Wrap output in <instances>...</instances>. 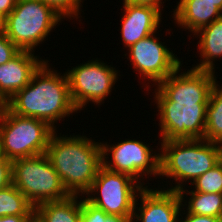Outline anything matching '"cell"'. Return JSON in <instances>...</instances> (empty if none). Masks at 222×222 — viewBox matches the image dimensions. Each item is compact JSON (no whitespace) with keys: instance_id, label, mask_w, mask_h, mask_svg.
Segmentation results:
<instances>
[{"instance_id":"cell-22","label":"cell","mask_w":222,"mask_h":222,"mask_svg":"<svg viewBox=\"0 0 222 222\" xmlns=\"http://www.w3.org/2000/svg\"><path fill=\"white\" fill-rule=\"evenodd\" d=\"M46 6L52 8L60 17L71 18L77 17L79 15V11L81 8V1L82 0H40Z\"/></svg>"},{"instance_id":"cell-16","label":"cell","mask_w":222,"mask_h":222,"mask_svg":"<svg viewBox=\"0 0 222 222\" xmlns=\"http://www.w3.org/2000/svg\"><path fill=\"white\" fill-rule=\"evenodd\" d=\"M194 35H198L200 39L198 49L202 61L192 68L215 73L213 61L222 57V16L199 29Z\"/></svg>"},{"instance_id":"cell-5","label":"cell","mask_w":222,"mask_h":222,"mask_svg":"<svg viewBox=\"0 0 222 222\" xmlns=\"http://www.w3.org/2000/svg\"><path fill=\"white\" fill-rule=\"evenodd\" d=\"M54 131L43 120L16 115L0 105V143L10 161L44 154Z\"/></svg>"},{"instance_id":"cell-8","label":"cell","mask_w":222,"mask_h":222,"mask_svg":"<svg viewBox=\"0 0 222 222\" xmlns=\"http://www.w3.org/2000/svg\"><path fill=\"white\" fill-rule=\"evenodd\" d=\"M143 186L144 182H136L127 174L114 172L101 166L85 199L106 214L132 218L136 197Z\"/></svg>"},{"instance_id":"cell-9","label":"cell","mask_w":222,"mask_h":222,"mask_svg":"<svg viewBox=\"0 0 222 222\" xmlns=\"http://www.w3.org/2000/svg\"><path fill=\"white\" fill-rule=\"evenodd\" d=\"M65 73L71 100L79 111L91 101L100 105L110 94L119 76L118 70L100 60H90Z\"/></svg>"},{"instance_id":"cell-26","label":"cell","mask_w":222,"mask_h":222,"mask_svg":"<svg viewBox=\"0 0 222 222\" xmlns=\"http://www.w3.org/2000/svg\"><path fill=\"white\" fill-rule=\"evenodd\" d=\"M179 222H222V218L187 213L185 219L179 220Z\"/></svg>"},{"instance_id":"cell-30","label":"cell","mask_w":222,"mask_h":222,"mask_svg":"<svg viewBox=\"0 0 222 222\" xmlns=\"http://www.w3.org/2000/svg\"><path fill=\"white\" fill-rule=\"evenodd\" d=\"M105 222H132V218H124L118 215H108Z\"/></svg>"},{"instance_id":"cell-29","label":"cell","mask_w":222,"mask_h":222,"mask_svg":"<svg viewBox=\"0 0 222 222\" xmlns=\"http://www.w3.org/2000/svg\"><path fill=\"white\" fill-rule=\"evenodd\" d=\"M32 216H3L0 222H28Z\"/></svg>"},{"instance_id":"cell-21","label":"cell","mask_w":222,"mask_h":222,"mask_svg":"<svg viewBox=\"0 0 222 222\" xmlns=\"http://www.w3.org/2000/svg\"><path fill=\"white\" fill-rule=\"evenodd\" d=\"M191 186L195 185V190L203 193H222V160L212 169L199 176Z\"/></svg>"},{"instance_id":"cell-19","label":"cell","mask_w":222,"mask_h":222,"mask_svg":"<svg viewBox=\"0 0 222 222\" xmlns=\"http://www.w3.org/2000/svg\"><path fill=\"white\" fill-rule=\"evenodd\" d=\"M185 191V196H187V194H191L188 200L187 213L222 218V193H203L198 191L189 192L187 189H181L179 191V195L182 202Z\"/></svg>"},{"instance_id":"cell-17","label":"cell","mask_w":222,"mask_h":222,"mask_svg":"<svg viewBox=\"0 0 222 222\" xmlns=\"http://www.w3.org/2000/svg\"><path fill=\"white\" fill-rule=\"evenodd\" d=\"M70 195L60 201L44 202L35 207V215L42 222H82L81 200Z\"/></svg>"},{"instance_id":"cell-15","label":"cell","mask_w":222,"mask_h":222,"mask_svg":"<svg viewBox=\"0 0 222 222\" xmlns=\"http://www.w3.org/2000/svg\"><path fill=\"white\" fill-rule=\"evenodd\" d=\"M175 24L196 33L222 16V12L209 0H180L174 10Z\"/></svg>"},{"instance_id":"cell-32","label":"cell","mask_w":222,"mask_h":222,"mask_svg":"<svg viewBox=\"0 0 222 222\" xmlns=\"http://www.w3.org/2000/svg\"><path fill=\"white\" fill-rule=\"evenodd\" d=\"M28 222H42L35 214L28 220Z\"/></svg>"},{"instance_id":"cell-2","label":"cell","mask_w":222,"mask_h":222,"mask_svg":"<svg viewBox=\"0 0 222 222\" xmlns=\"http://www.w3.org/2000/svg\"><path fill=\"white\" fill-rule=\"evenodd\" d=\"M46 61L31 81L4 105L16 115L43 120L56 130L54 123L78 110L74 106L66 74L49 69Z\"/></svg>"},{"instance_id":"cell-28","label":"cell","mask_w":222,"mask_h":222,"mask_svg":"<svg viewBox=\"0 0 222 222\" xmlns=\"http://www.w3.org/2000/svg\"><path fill=\"white\" fill-rule=\"evenodd\" d=\"M162 0H123L124 3H131L136 5H148L155 7L161 11Z\"/></svg>"},{"instance_id":"cell-25","label":"cell","mask_w":222,"mask_h":222,"mask_svg":"<svg viewBox=\"0 0 222 222\" xmlns=\"http://www.w3.org/2000/svg\"><path fill=\"white\" fill-rule=\"evenodd\" d=\"M12 184V161L3 158L0 161V190Z\"/></svg>"},{"instance_id":"cell-14","label":"cell","mask_w":222,"mask_h":222,"mask_svg":"<svg viewBox=\"0 0 222 222\" xmlns=\"http://www.w3.org/2000/svg\"><path fill=\"white\" fill-rule=\"evenodd\" d=\"M121 37L125 47L129 48L141 39L157 33L161 22V11L148 5L123 3Z\"/></svg>"},{"instance_id":"cell-11","label":"cell","mask_w":222,"mask_h":222,"mask_svg":"<svg viewBox=\"0 0 222 222\" xmlns=\"http://www.w3.org/2000/svg\"><path fill=\"white\" fill-rule=\"evenodd\" d=\"M155 33L139 40L131 45L129 50V59L133 69L140 76L145 77L157 85L165 80L170 74L175 72L180 66L181 61L177 55L173 54L164 43L156 38Z\"/></svg>"},{"instance_id":"cell-18","label":"cell","mask_w":222,"mask_h":222,"mask_svg":"<svg viewBox=\"0 0 222 222\" xmlns=\"http://www.w3.org/2000/svg\"><path fill=\"white\" fill-rule=\"evenodd\" d=\"M204 139L222 145V86L212 88L206 107Z\"/></svg>"},{"instance_id":"cell-1","label":"cell","mask_w":222,"mask_h":222,"mask_svg":"<svg viewBox=\"0 0 222 222\" xmlns=\"http://www.w3.org/2000/svg\"><path fill=\"white\" fill-rule=\"evenodd\" d=\"M180 69L160 81L154 92L161 141L204 139L206 107L217 77L211 71Z\"/></svg>"},{"instance_id":"cell-24","label":"cell","mask_w":222,"mask_h":222,"mask_svg":"<svg viewBox=\"0 0 222 222\" xmlns=\"http://www.w3.org/2000/svg\"><path fill=\"white\" fill-rule=\"evenodd\" d=\"M21 50L5 35L0 26V65L14 58Z\"/></svg>"},{"instance_id":"cell-3","label":"cell","mask_w":222,"mask_h":222,"mask_svg":"<svg viewBox=\"0 0 222 222\" xmlns=\"http://www.w3.org/2000/svg\"><path fill=\"white\" fill-rule=\"evenodd\" d=\"M45 154L70 195L87 193L102 166L101 142L83 135L58 137L54 131Z\"/></svg>"},{"instance_id":"cell-20","label":"cell","mask_w":222,"mask_h":222,"mask_svg":"<svg viewBox=\"0 0 222 222\" xmlns=\"http://www.w3.org/2000/svg\"><path fill=\"white\" fill-rule=\"evenodd\" d=\"M35 207L13 185L0 190V217L3 216H32Z\"/></svg>"},{"instance_id":"cell-6","label":"cell","mask_w":222,"mask_h":222,"mask_svg":"<svg viewBox=\"0 0 222 222\" xmlns=\"http://www.w3.org/2000/svg\"><path fill=\"white\" fill-rule=\"evenodd\" d=\"M61 19L40 0H17L15 8L0 26L21 51L34 52V48L45 41Z\"/></svg>"},{"instance_id":"cell-31","label":"cell","mask_w":222,"mask_h":222,"mask_svg":"<svg viewBox=\"0 0 222 222\" xmlns=\"http://www.w3.org/2000/svg\"><path fill=\"white\" fill-rule=\"evenodd\" d=\"M214 3V6L217 7L222 12V0H209Z\"/></svg>"},{"instance_id":"cell-27","label":"cell","mask_w":222,"mask_h":222,"mask_svg":"<svg viewBox=\"0 0 222 222\" xmlns=\"http://www.w3.org/2000/svg\"><path fill=\"white\" fill-rule=\"evenodd\" d=\"M16 2L17 0H0V23L12 12Z\"/></svg>"},{"instance_id":"cell-13","label":"cell","mask_w":222,"mask_h":222,"mask_svg":"<svg viewBox=\"0 0 222 222\" xmlns=\"http://www.w3.org/2000/svg\"><path fill=\"white\" fill-rule=\"evenodd\" d=\"M31 51H20L7 63L0 65V105H4L32 79L33 74L45 62Z\"/></svg>"},{"instance_id":"cell-4","label":"cell","mask_w":222,"mask_h":222,"mask_svg":"<svg viewBox=\"0 0 222 222\" xmlns=\"http://www.w3.org/2000/svg\"><path fill=\"white\" fill-rule=\"evenodd\" d=\"M160 147L159 177L177 181L167 190L179 192L185 187L183 182H194L222 160V145L206 139L162 141Z\"/></svg>"},{"instance_id":"cell-10","label":"cell","mask_w":222,"mask_h":222,"mask_svg":"<svg viewBox=\"0 0 222 222\" xmlns=\"http://www.w3.org/2000/svg\"><path fill=\"white\" fill-rule=\"evenodd\" d=\"M101 151L102 166L114 172L127 174L137 182L142 180L144 175H160V153H151L153 150L139 140L128 139L111 146L101 143ZM109 152L112 161H107L109 157L106 155L108 156Z\"/></svg>"},{"instance_id":"cell-33","label":"cell","mask_w":222,"mask_h":222,"mask_svg":"<svg viewBox=\"0 0 222 222\" xmlns=\"http://www.w3.org/2000/svg\"><path fill=\"white\" fill-rule=\"evenodd\" d=\"M4 158L2 148H1V143H0V161Z\"/></svg>"},{"instance_id":"cell-23","label":"cell","mask_w":222,"mask_h":222,"mask_svg":"<svg viewBox=\"0 0 222 222\" xmlns=\"http://www.w3.org/2000/svg\"><path fill=\"white\" fill-rule=\"evenodd\" d=\"M108 215L102 209L89 203L86 199L81 201L82 222H105Z\"/></svg>"},{"instance_id":"cell-12","label":"cell","mask_w":222,"mask_h":222,"mask_svg":"<svg viewBox=\"0 0 222 222\" xmlns=\"http://www.w3.org/2000/svg\"><path fill=\"white\" fill-rule=\"evenodd\" d=\"M147 187H143L138 194V197L141 198L139 209L137 206L138 197H136L132 222L135 219L141 222H179L178 217L181 215V208L185 206L182 204L179 192L162 189L154 190ZM137 211H140V213Z\"/></svg>"},{"instance_id":"cell-7","label":"cell","mask_w":222,"mask_h":222,"mask_svg":"<svg viewBox=\"0 0 222 222\" xmlns=\"http://www.w3.org/2000/svg\"><path fill=\"white\" fill-rule=\"evenodd\" d=\"M12 184L34 207L70 196L45 153L13 160Z\"/></svg>"}]
</instances>
